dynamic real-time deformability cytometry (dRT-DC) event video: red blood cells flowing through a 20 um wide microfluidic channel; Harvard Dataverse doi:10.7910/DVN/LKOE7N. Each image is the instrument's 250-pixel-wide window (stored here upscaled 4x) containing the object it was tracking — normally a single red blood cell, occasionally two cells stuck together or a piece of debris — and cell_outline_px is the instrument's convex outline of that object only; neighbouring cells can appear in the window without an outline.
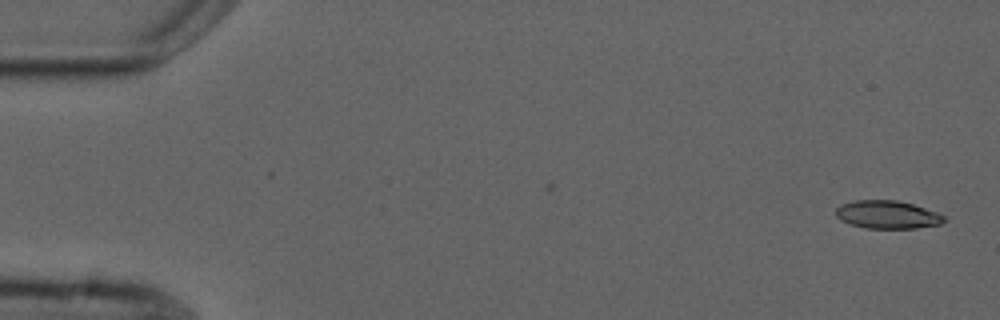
{"species": "common noctule bat (a hibernating species)", "species_latin": "Nyctalus noctula", "temperature_condition": "cold", "stored_images_in_passage": 2, "camera_frame_rate_fps": 3000, "um_per_image_px": 0.085, "animal": {"sex": "male", "forearm_length_mm": 52.5}, "frame": {"image": 1, "passage_image": 2, "time_ms": 1.0, "image_size_px": [1000, 320], "cell_outline_px": [[948, 220], [940, 224], [916, 228], [864, 228], [840, 220], [836, 216], [836, 208], [840, 204], [856, 200], [896, 200], [912, 204], [948, 216]], "centroid_in_image_um": [75.45, 18.24], "position_along_channel_um": 9.6, "area_um2": 17.74}}